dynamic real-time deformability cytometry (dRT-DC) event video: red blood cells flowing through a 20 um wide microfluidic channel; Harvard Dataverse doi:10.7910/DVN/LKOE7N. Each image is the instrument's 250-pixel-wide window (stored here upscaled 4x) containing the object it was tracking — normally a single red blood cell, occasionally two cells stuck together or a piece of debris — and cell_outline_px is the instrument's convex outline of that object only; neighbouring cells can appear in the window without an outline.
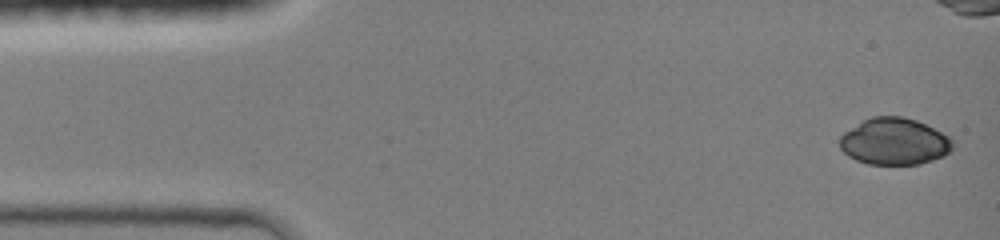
{"species": "common noctule bat (a hibernating species)", "species_latin": "Nyctalus noctula", "temperature_condition": "room temperature", "stored_images_in_passage": 5, "camera_frame_rate_fps": 3000, "um_per_image_px": 0.085, "animal": {"sex": "female", "body_mass_g": 19.0, "forearm_length_mm": 51.5}, "frame": {"image": 1, "passage_image": 1, "time_ms": 0.0, "image_size_px": [1000, 240], "cell_outline_px": [[952, 148], [944, 156], [920, 164], [868, 164], [856, 160], [848, 156], [840, 148], [840, 136], [844, 132], [864, 120], [872, 116], [904, 116], [916, 120], [948, 136], [952, 140]], "centroid_in_image_um": [76.0, 12.03], "position_along_channel_um": 9.0, "area_um2": 30.58}}